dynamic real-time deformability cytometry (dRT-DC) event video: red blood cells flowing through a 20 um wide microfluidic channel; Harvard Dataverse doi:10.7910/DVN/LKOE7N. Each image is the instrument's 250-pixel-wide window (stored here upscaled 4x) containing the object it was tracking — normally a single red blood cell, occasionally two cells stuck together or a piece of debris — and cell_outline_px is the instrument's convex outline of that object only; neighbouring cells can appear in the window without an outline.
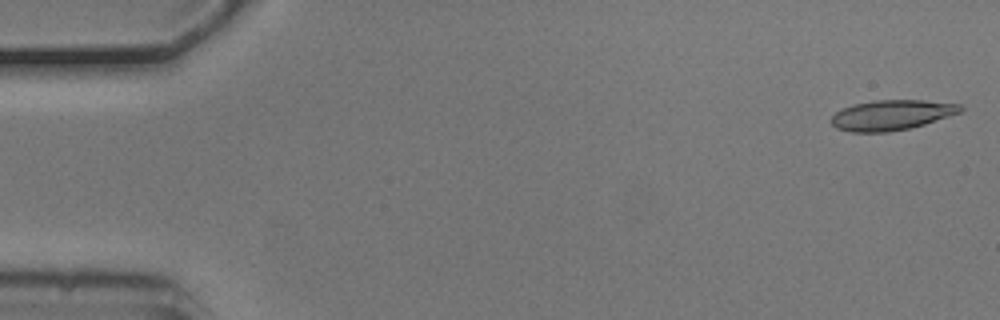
{"species": "common noctule bat (a hibernating species)", "species_latin": "Nyctalus noctula", "temperature_condition": "cold", "stored_images_in_passage": 6, "segment_of_instrument_passage": [1, 2], "camera_frame_rate_fps": 3000, "um_per_image_px": 0.085, "animal": {"sex": "male", "body_mass_g": 20.5, "forearm_length_mm": 52.5}, "frame": {"image": 1, "passage_image": 1, "time_ms": 0.0, "image_size_px": [1000, 320], "cell_outline_px": [[964, 108], [960, 112], [912, 128], [888, 132], [852, 132], [836, 128], [832, 124], [832, 116], [836, 112], [852, 104], [876, 100], [924, 100], [960, 104]], "centroid_in_image_um": [75.78, 9.78], "position_along_channel_um": 9.2, "area_um2": 22.6}}
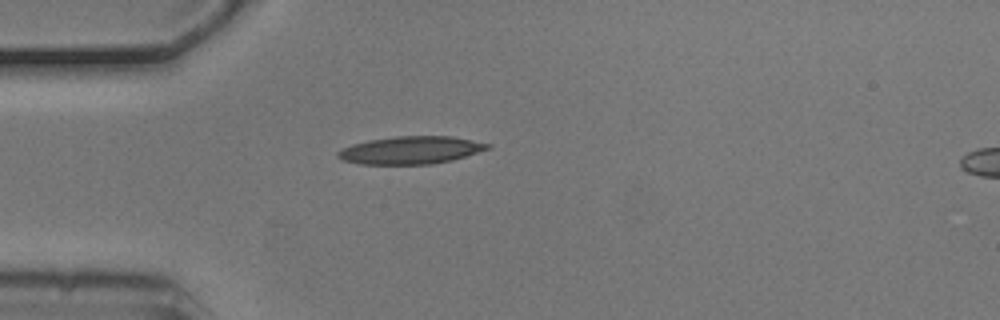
{"frame": {"image": 2, "passage_image": 5, "time_ms": 1.333, "image_size_px": [1000, 320], "cell_outline_px": [[492, 148], [452, 160], [432, 164], [360, 164], [344, 160], [336, 156], [336, 152], [352, 144], [368, 140], [396, 136], [452, 136], [492, 144]], "centroid_in_image_um": [34.94, 12.76], "position_along_channel_um": 50.1, "area_um2": 24.16}}